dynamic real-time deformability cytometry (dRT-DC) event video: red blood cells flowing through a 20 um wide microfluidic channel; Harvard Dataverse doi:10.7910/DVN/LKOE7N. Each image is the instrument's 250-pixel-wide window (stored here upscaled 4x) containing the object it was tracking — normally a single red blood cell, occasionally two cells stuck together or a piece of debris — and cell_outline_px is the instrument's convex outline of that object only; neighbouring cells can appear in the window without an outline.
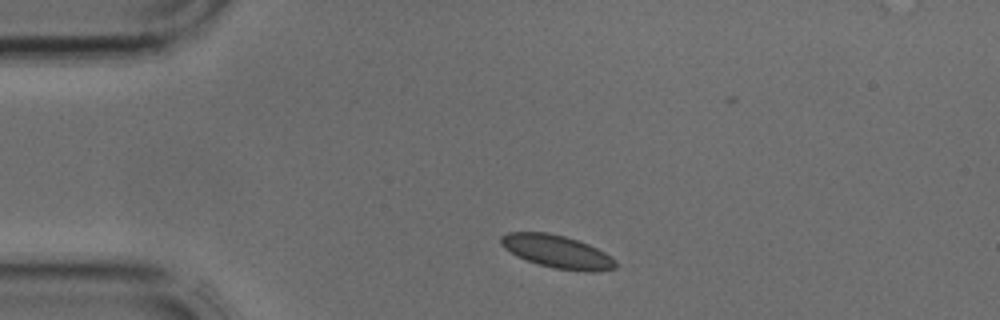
{"species": "common noctule bat (a hibernating species)", "species_latin": "Nyctalus noctula", "temperature_condition": "cold", "stored_images_in_passage": 1, "camera_frame_rate_fps": 3000, "um_per_image_px": 0.085, "animal": {"sex": "male", "body_mass_g": 17.9, "forearm_length_mm": 54.2}, "frame": {"image": 1, "passage_image": 1, "time_ms": 0.0, "image_size_px": [1000, 320], "cell_outline_px": [[616, 268], [596, 272], [584, 272], [556, 268], [540, 264], [516, 256], [504, 248], [500, 244], [500, 236], [508, 232], [548, 232], [564, 236], [588, 244], [612, 256], [616, 260]], "centroid_in_image_um": [47.36, 21.39], "position_along_channel_um": 37.6, "area_um2": 21.96}}